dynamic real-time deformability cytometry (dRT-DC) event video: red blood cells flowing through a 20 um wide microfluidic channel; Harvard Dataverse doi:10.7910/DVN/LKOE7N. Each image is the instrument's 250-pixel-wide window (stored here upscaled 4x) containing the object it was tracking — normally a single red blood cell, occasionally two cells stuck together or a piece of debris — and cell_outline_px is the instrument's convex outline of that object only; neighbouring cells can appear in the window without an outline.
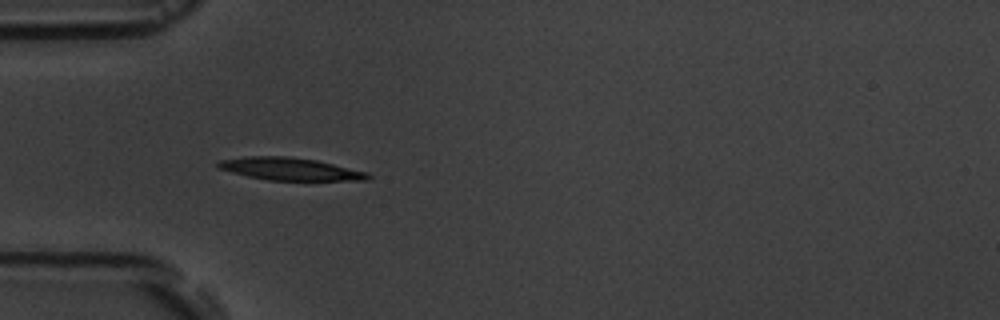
{"species": "common noctule bat (a hibernating species)", "species_latin": "Nyctalus noctula", "temperature_condition": "room temperature", "stored_images_in_passage": 5, "camera_frame_rate_fps": 3000, "um_per_image_px": 0.085, "animal": {"sex": "male", "body_mass_g": 19.5, "forearm_length_mm": 54.6}, "frame": {"image": 1, "passage_image": 4, "time_ms": 3.333, "image_size_px": [1000, 320], "cell_outline_px": [[372, 176], [368, 180], [268, 180], [248, 176], [216, 168], [216, 160], [248, 156], [288, 156], [316, 160], [368, 172]], "centroid_in_image_um": [24.62, 14.35], "position_along_channel_um": 60.4, "area_um2": 19.71}}
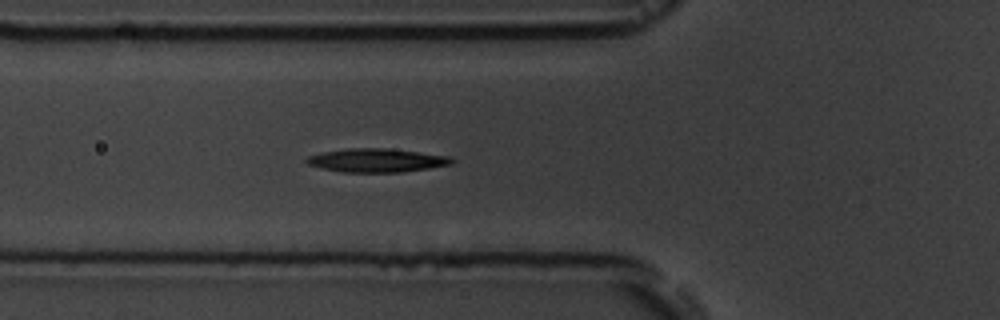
{"frame": {"image": 2, "passage_image": 5, "time_ms": 4.333, "image_size_px": [1000, 320], "cell_outline_px": [[456, 160], [452, 164], [428, 168], [400, 172], [344, 172], [320, 168], [308, 164], [304, 160], [308, 156], [320, 152], [348, 148], [384, 148], [448, 156]], "centroid_in_image_um": [31.96, 13.63], "position_along_channel_um": 93.8, "area_um2": 19.83}}